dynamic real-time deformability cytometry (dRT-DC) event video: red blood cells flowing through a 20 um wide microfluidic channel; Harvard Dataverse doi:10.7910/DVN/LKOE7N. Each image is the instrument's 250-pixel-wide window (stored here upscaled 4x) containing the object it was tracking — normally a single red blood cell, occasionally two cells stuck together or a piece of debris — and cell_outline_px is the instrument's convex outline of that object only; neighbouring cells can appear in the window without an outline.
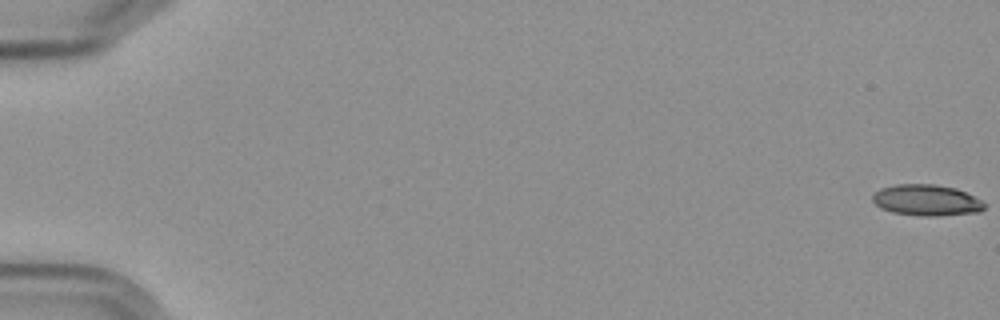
{"species": "Egyptian fruit bat (a non-hibernating species)", "species_latin": "Rousettus aegyptiacus", "temperature_condition": "cold", "stored_images_in_passage": 6, "camera_frame_rate_fps": 3000, "um_per_image_px": 0.085, "frame": {"image": 1, "passage_image": 1, "time_ms": 0.0, "image_size_px": [1000, 320], "cell_outline_px": [[984, 208], [980, 212], [936, 216], [920, 216], [892, 212], [880, 208], [872, 200], [872, 196], [880, 188], [896, 184], [936, 184], [956, 188], [980, 200], [984, 204]], "centroid_in_image_um": [78.72, 17.02], "position_along_channel_um": 6.3, "area_um2": 20.23}}
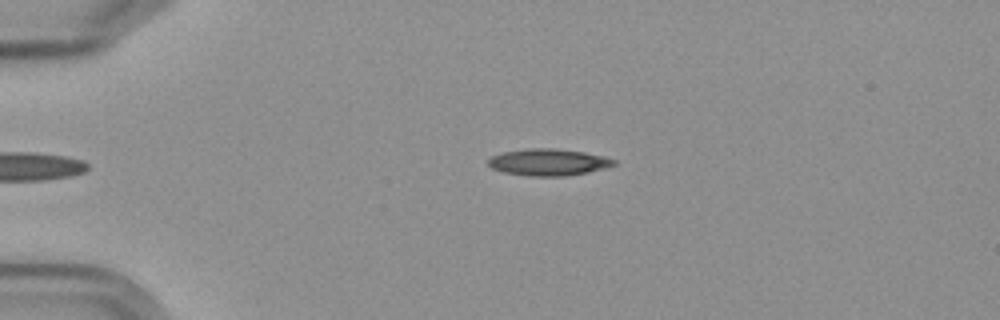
{"frame": {"image": 2, "passage_image": 6, "time_ms": 7.0, "image_size_px": [1000, 320], "cell_outline_px": [[616, 164], [588, 172], [564, 176], [532, 176], [504, 172], [492, 168], [488, 164], [488, 160], [492, 156], [500, 152], [528, 148], [556, 148], [584, 152], [604, 156], [616, 160]], "centroid_in_image_um": [46.59, 13.77], "position_along_channel_um": 38.4, "area_um2": 19.54}}